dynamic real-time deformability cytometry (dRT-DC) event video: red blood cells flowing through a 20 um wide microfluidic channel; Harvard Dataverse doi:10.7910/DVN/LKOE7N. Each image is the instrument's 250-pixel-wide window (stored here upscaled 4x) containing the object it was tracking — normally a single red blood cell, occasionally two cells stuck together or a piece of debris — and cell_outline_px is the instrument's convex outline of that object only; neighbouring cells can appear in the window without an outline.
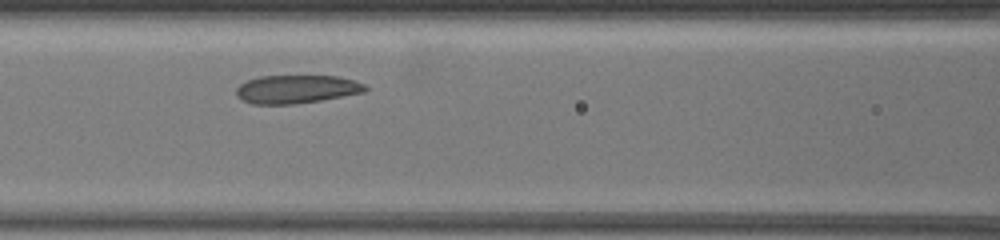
{"species": "common noctule bat (a hibernating species)", "species_latin": "Nyctalus noctula", "temperature_condition": "warm", "stored_images_in_passage": 4, "camera_frame_rate_fps": 3000, "um_per_image_px": 0.085, "animal": {"sex": "female", "body_mass_g": 19.5, "forearm_length_mm": 54.1}, "frame": {"image": 1, "passage_image": 3, "time_ms": 2.333, "image_size_px": [1000, 240], "cell_outline_px": [[368, 88], [364, 92], [320, 100], [292, 104], [252, 104], [240, 100], [236, 96], [236, 88], [240, 84], [248, 80], [260, 76], [340, 76], [364, 84]], "centroid_in_image_um": [25.16, 7.58], "position_along_channel_um": 141.4, "area_um2": 21.21}}
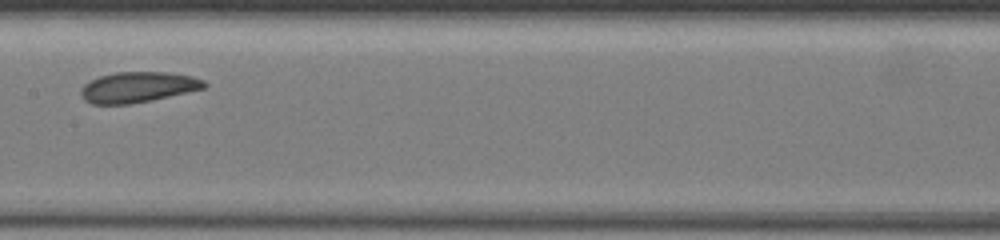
{"frame": {"image": 2, "passage_image": 4, "time_ms": 3.667, "image_size_px": [1000, 240], "cell_outline_px": [[208, 84], [204, 88], [188, 92], [152, 100], [128, 104], [92, 104], [84, 100], [80, 96], [80, 88], [88, 80], [100, 76], [116, 72], [168, 72], [192, 76], [204, 80]], "centroid_in_image_um": [11.69, 7.4], "position_along_channel_um": 195.7, "area_um2": 22.14}}